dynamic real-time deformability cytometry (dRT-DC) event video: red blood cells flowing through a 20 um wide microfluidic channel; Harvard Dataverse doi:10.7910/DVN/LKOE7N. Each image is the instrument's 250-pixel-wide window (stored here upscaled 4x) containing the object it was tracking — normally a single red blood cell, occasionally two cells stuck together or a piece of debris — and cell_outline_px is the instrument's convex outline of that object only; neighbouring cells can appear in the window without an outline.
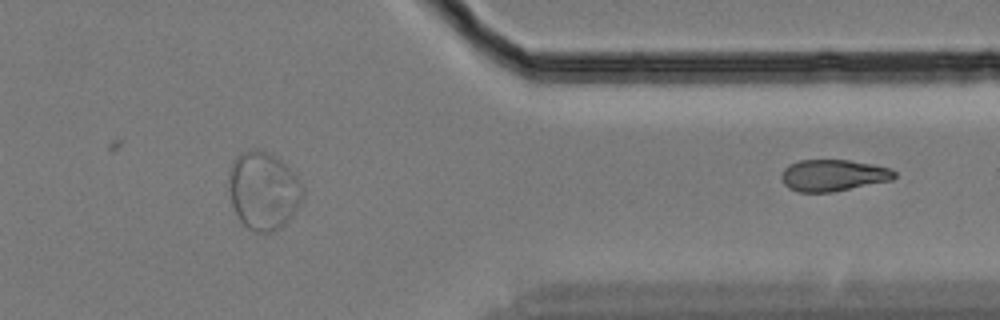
{"species": "Egyptian fruit bat (a non-hibernating species)", "species_latin": "Rousettus aegyptiacus", "temperature_condition": "cold", "stored_images_in_passage": 48, "segment_of_instrument_passage": [2, 2], "camera_frame_rate_fps": 3000, "um_per_image_px": 0.085, "animal": {"sex": "female"}, "frame": {"image": 1, "passage_image": 48, "time_ms": 15.667, "image_size_px": [1000, 320], "cell_outline_px": [[896, 176], [892, 180], [832, 192], [796, 192], [788, 188], [784, 184], [780, 176], [784, 168], [788, 164], [800, 160], [848, 160], [872, 164], [888, 168], [896, 172]], "centroid_in_image_um": [70.78, 14.9], "position_along_channel_um": 340.6, "area_um2": 20.87}}